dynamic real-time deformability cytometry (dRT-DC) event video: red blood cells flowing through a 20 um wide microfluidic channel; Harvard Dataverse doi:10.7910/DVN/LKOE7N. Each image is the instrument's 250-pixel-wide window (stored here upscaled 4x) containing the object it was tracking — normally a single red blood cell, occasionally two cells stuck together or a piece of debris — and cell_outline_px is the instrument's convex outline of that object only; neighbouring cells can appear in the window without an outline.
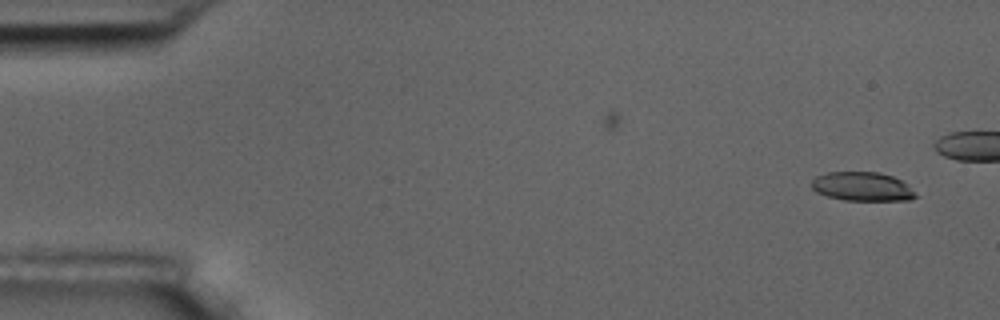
{"species": "common noctule bat (a hibernating species)", "species_latin": "Nyctalus noctula", "temperature_condition": "room temperature", "stored_images_in_passage": 2, "camera_frame_rate_fps": 3000, "um_per_image_px": 0.085, "animal": {"sex": "male", "body_mass_g": 17.5, "forearm_length_mm": 52.3}, "frame": {"image": 1, "passage_image": 2, "time_ms": 1.0, "image_size_px": [1000, 320], "cell_outline_px": [[920, 196], [908, 200], [844, 200], [828, 196], [816, 192], [812, 188], [812, 180], [816, 176], [828, 172], [880, 172], [892, 176], [900, 180], [916, 192]], "centroid_in_image_um": [73.3, 15.85], "position_along_channel_um": 11.7, "area_um2": 17.51}}